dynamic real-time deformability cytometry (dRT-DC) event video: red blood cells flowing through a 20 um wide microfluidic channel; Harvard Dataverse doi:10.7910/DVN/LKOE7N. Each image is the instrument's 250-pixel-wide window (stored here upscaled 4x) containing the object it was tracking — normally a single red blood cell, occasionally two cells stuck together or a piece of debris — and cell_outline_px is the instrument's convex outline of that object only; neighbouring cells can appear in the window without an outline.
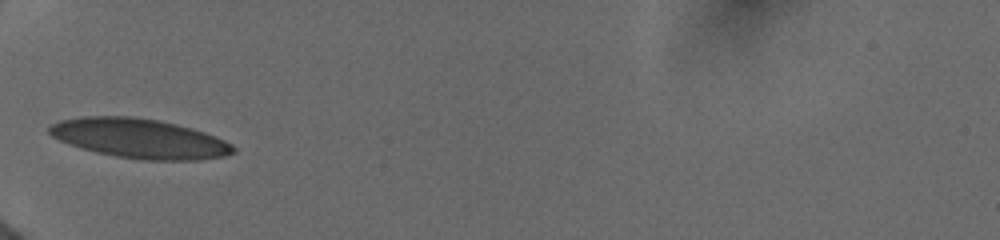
{"species": "human", "species_latin": "Homo sapiens", "temperature_condition": "cold", "stored_images_in_passage": 38, "camera_frame_rate_fps": 3000, "um_per_image_px": 0.085, "donor": {"sex": "female"}, "frame": {"image": 1, "passage_image": 1, "time_ms": 0.0, "image_size_px": [1000, 240], "cell_outline_px": [[236, 152], [224, 156], [200, 160], [140, 160], [116, 156], [96, 152], [80, 148], [68, 144], [52, 136], [48, 132], [48, 128], [52, 124], [60, 120], [80, 116], [132, 116], [160, 120], [192, 128], [204, 132], [224, 140], [232, 144], [236, 148]], "centroid_in_image_um": [11.85, 11.77], "position_along_channel_um": 73.1, "area_um2": 42.6}}
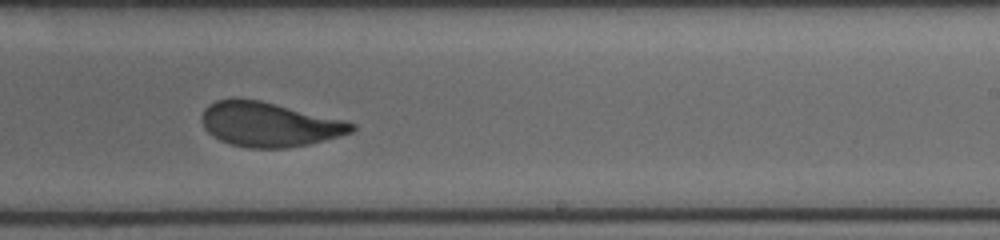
{"frame": {"image": 2, "passage_image": 17, "time_ms": 5.0, "image_size_px": [1000, 240], "cell_outline_px": [[356, 128], [352, 132], [340, 136], [308, 144], [284, 148], [248, 148], [232, 144], [220, 140], [212, 136], [204, 128], [200, 120], [200, 116], [204, 108], [208, 104], [216, 100], [260, 100], [344, 120], [356, 124]], "centroid_in_image_um": [22.86, 10.58], "position_along_channel_um": 266.1, "area_um2": 38.61}}
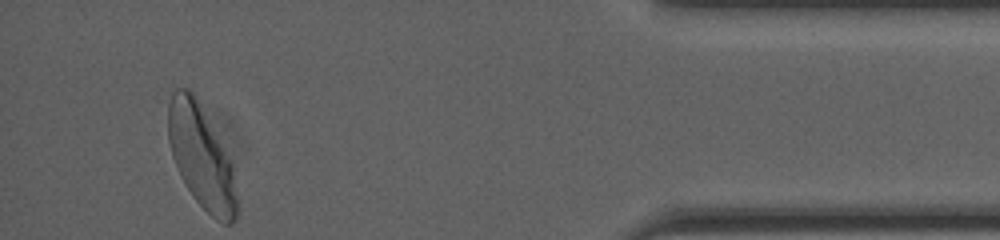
{"frame": {"image": 3, "passage_image": 37, "time_ms": 10.0, "image_size_px": [1000, 240], "cell_outline_px": [[240, 208], [236, 220], [232, 224], [224, 224], [216, 220], [192, 196], [180, 176], [172, 156], [168, 140], [168, 104], [172, 92], [176, 88], [188, 88], [192, 92], [232, 164]], "centroid_in_image_um": [17.12, 13.41], "position_along_channel_um": 418.1, "area_um2": 41.04}, "authors_computed_cell_mechanics": {"area_um2": 39.5352, "velocity_mm_per_s": 3.9429, "shape_relaxation_time_tau1_ms": 2.9277, "shape_relaxation_time_tau2_ms": 0.7898, "deformation_change_tau1": 0.1445, "deformation_change_tau2": 0.0509}}